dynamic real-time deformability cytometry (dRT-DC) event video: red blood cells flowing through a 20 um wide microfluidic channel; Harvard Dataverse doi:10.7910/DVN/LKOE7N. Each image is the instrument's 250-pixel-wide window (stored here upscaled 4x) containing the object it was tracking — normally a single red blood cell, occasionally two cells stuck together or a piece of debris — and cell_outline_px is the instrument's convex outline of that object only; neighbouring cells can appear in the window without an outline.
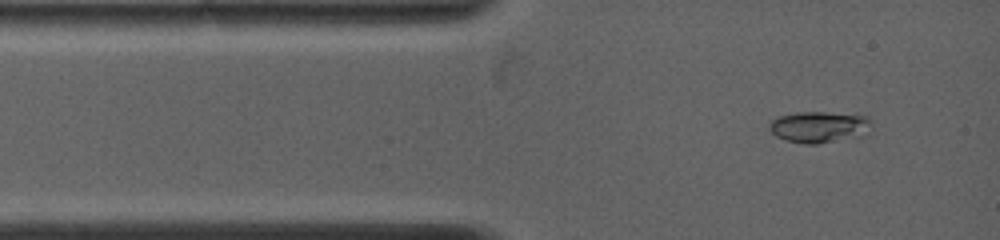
{"species": "common noctule bat (a hibernating species)", "species_latin": "Nyctalus noctula", "temperature_condition": "warm", "stored_images_in_passage": 77, "camera_frame_rate_fps": 5000, "um_per_image_px": 0.085, "animal": {"sex": "female", "body_mass_g": 19.0, "forearm_length_mm": 53.3}, "frame": {"image": 1, "passage_image": 1, "time_ms": 0.0, "image_size_px": [1000, 240], "cell_outline_px": [[872, 124], [868, 136], [816, 144], [804, 144], [788, 140], [776, 136], [768, 128], [768, 124], [776, 116], [796, 112], [824, 112], [868, 116], [872, 120]], "centroid_in_image_um": [69.69, 10.79], "position_along_channel_um": 15.3, "area_um2": 19.13}}
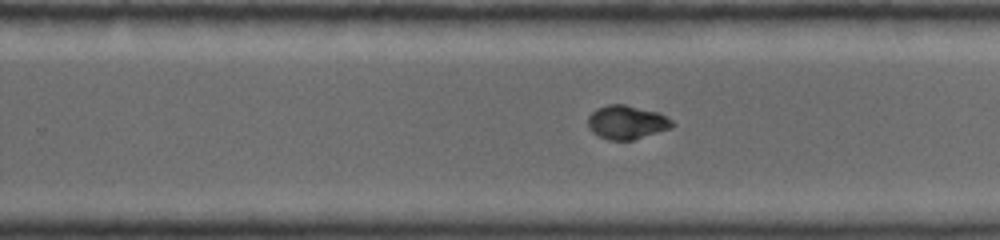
{"frame": {"image": 2, "passage_image": 37, "time_ms": 7.2, "image_size_px": [1000, 240], "cell_outline_px": [[672, 128], [632, 140], [608, 140], [592, 132], [588, 124], [588, 116], [596, 108], [608, 104], [624, 104], [656, 112], [672, 120]], "centroid_in_image_um": [53.24, 10.39], "position_along_channel_um": 276.6, "area_um2": 16.36}}
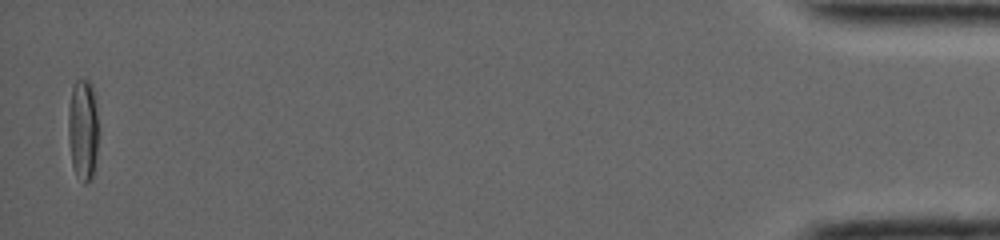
{"frame": {"image": 3, "passage_image": 74, "time_ms": 14.6, "image_size_px": [1000, 240], "cell_outline_px": [[96, 152], [92, 176], [84, 184], [76, 176], [72, 164], [68, 140], [68, 108], [72, 88], [76, 80], [88, 80], [92, 84], [96, 112]], "centroid_in_image_um": [7.0, 11.0], "position_along_channel_um": 428.2, "area_um2": 17.46}, "authors_computed_cell_mechanics": {"area_um2": 16.5886, "velocity_mm_per_s": 3.995, "shape_relaxation_time_tau1_ms": 4.4182, "shape_relaxation_time_tau2_ms": 1.2961, "deformation_change_tau1": 0.2088, "deformation_change_tau2": 0.0281}}